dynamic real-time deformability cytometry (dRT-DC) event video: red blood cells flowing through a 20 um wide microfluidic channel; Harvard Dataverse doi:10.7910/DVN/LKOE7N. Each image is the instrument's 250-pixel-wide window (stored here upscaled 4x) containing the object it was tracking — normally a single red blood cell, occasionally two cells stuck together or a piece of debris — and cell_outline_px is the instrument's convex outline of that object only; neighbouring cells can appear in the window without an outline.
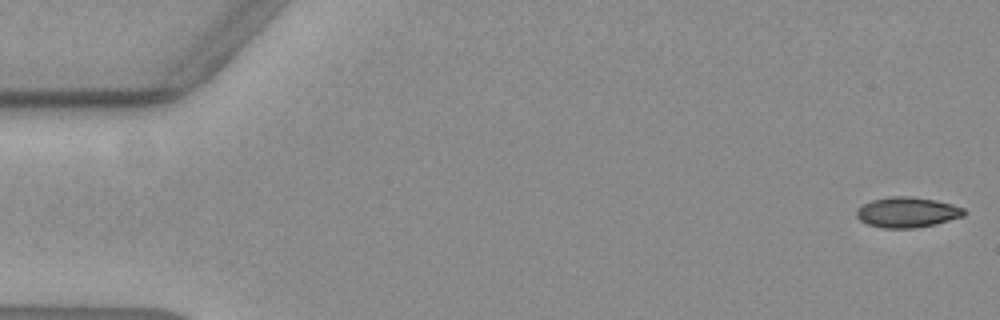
{"species": "common noctule bat (a hibernating species)", "species_latin": "Nyctalus noctula", "temperature_condition": "warm", "stored_images_in_passage": 10, "camera_frame_rate_fps": 3000, "um_per_image_px": 0.085, "animal": {"sex": "female", "body_mass_g": 19.3, "forearm_length_mm": 54.1}, "frame": {"image": 1, "passage_image": 1, "time_ms": 0.0, "image_size_px": [1000, 320], "cell_outline_px": [[968, 212], [964, 216], [932, 224], [912, 228], [884, 228], [868, 224], [860, 220], [856, 216], [856, 212], [864, 204], [872, 200], [892, 196], [908, 196], [936, 200], [952, 204], [964, 208]], "centroid_in_image_um": [77.13, 18.03], "position_along_channel_um": 7.9, "area_um2": 18.79}}